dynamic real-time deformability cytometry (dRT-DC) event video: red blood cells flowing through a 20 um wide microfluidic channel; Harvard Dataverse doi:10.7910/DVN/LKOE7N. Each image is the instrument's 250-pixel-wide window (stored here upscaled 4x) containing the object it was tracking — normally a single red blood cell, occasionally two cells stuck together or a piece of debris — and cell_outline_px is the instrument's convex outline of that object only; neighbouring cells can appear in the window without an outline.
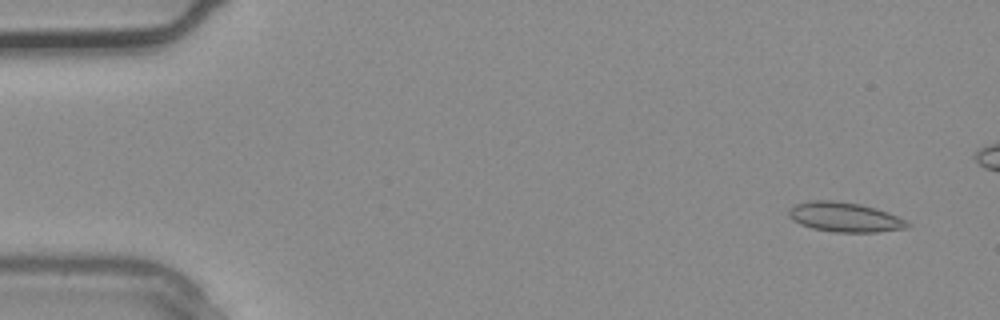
{"species": "common noctule bat (a hibernating species)", "species_latin": "Nyctalus noctula", "temperature_condition": "warm", "stored_images_in_passage": 4, "camera_frame_rate_fps": 3000, "um_per_image_px": 0.085, "animal": {"sex": "male", "body_mass_g": 20.4}, "frame": {"image": 1, "passage_image": 1, "time_ms": 0.0, "image_size_px": [1000, 320], "cell_outline_px": [[912, 224], [908, 228], [876, 232], [836, 232], [812, 228], [800, 224], [792, 220], [788, 216], [788, 208], [796, 204], [812, 200], [832, 200], [860, 204], [876, 208], [908, 220]], "centroid_in_image_um": [71.81, 18.45], "position_along_channel_um": 13.2, "area_um2": 20.63}}